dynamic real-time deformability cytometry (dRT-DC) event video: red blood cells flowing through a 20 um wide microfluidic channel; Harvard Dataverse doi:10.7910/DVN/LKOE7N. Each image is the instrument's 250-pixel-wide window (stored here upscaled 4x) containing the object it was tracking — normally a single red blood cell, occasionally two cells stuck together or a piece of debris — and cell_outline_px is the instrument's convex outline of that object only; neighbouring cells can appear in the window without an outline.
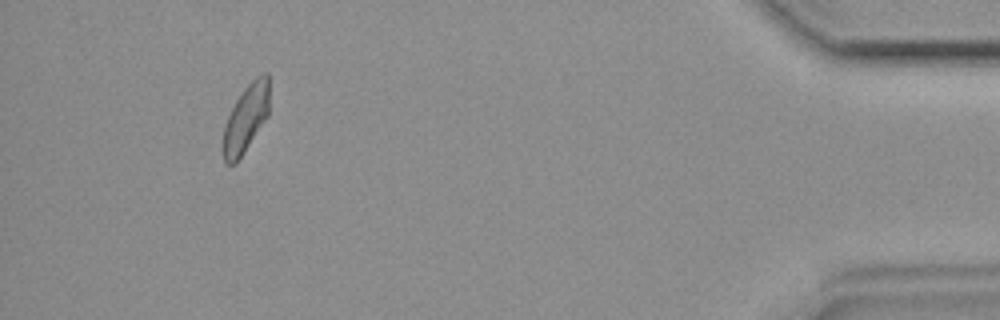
{"species": "common noctule bat (a hibernating species)", "species_latin": "Nyctalus noctula", "temperature_condition": "room temperature", "stored_images_in_passage": 43, "camera_frame_rate_fps": 3000, "um_per_image_px": 0.085, "animal": {"sex": "female", "body_mass_g": 19.9}, "frame": {"image": 1, "passage_image": 43, "time_ms": 14.0, "image_size_px": [1000, 320], "cell_outline_px": [[268, 116], [236, 164], [224, 164], [220, 148], [224, 124], [236, 100], [244, 88], [256, 76], [264, 72], [268, 72]], "centroid_in_image_um": [20.84, 10.13], "position_along_channel_um": 414.4, "area_um2": 18.55}}